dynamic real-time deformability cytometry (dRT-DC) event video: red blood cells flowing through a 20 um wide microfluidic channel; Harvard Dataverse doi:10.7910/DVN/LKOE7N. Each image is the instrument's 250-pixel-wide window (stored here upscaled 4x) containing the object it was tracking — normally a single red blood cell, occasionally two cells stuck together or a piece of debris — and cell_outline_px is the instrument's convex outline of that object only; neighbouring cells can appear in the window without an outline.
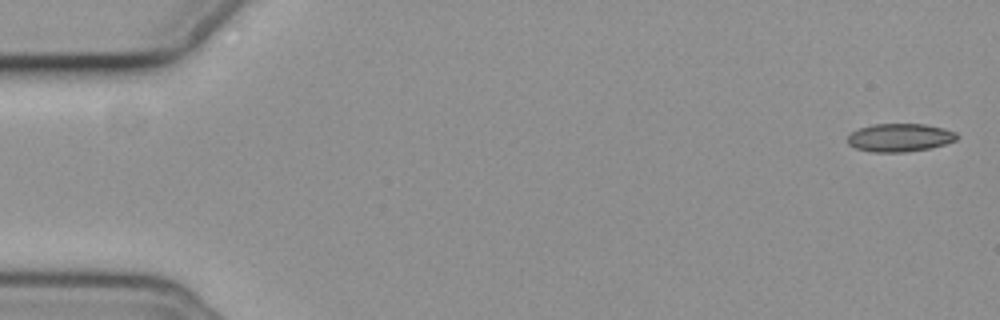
{"species": "common noctule bat (a hibernating species)", "species_latin": "Nyctalus noctula", "temperature_condition": "cold", "stored_images_in_passage": 19, "camera_frame_rate_fps": 3000, "um_per_image_px": 0.085, "animal": {"sex": "female", "body_mass_g": 19.3, "forearm_length_mm": 54.1}, "frame": {"image": 1, "passage_image": 1, "time_ms": 0.0, "image_size_px": [1000, 320], "cell_outline_px": [[960, 136], [956, 140], [944, 144], [928, 148], [904, 152], [872, 152], [856, 148], [848, 144], [848, 136], [852, 132], [860, 128], [872, 124], [924, 124], [956, 132]], "centroid_in_image_um": [76.47, 11.69], "position_along_channel_um": 8.5, "area_um2": 17.74}}
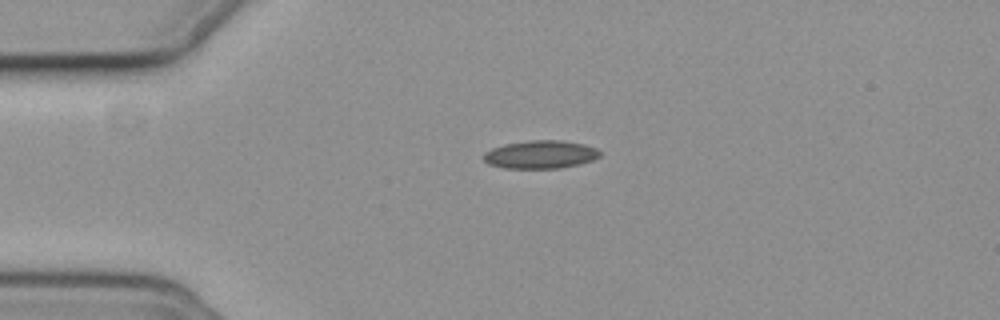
{"frame": {"image": 2, "passage_image": 13, "time_ms": 4.0, "image_size_px": [1000, 320], "cell_outline_px": [[600, 156], [592, 160], [580, 164], [560, 168], [504, 168], [488, 164], [484, 160], [484, 152], [492, 148], [504, 144], [528, 140], [564, 140], [584, 144], [596, 148], [600, 152]], "centroid_in_image_um": [45.94, 13.12], "position_along_channel_um": 39.1, "area_um2": 19.13}}
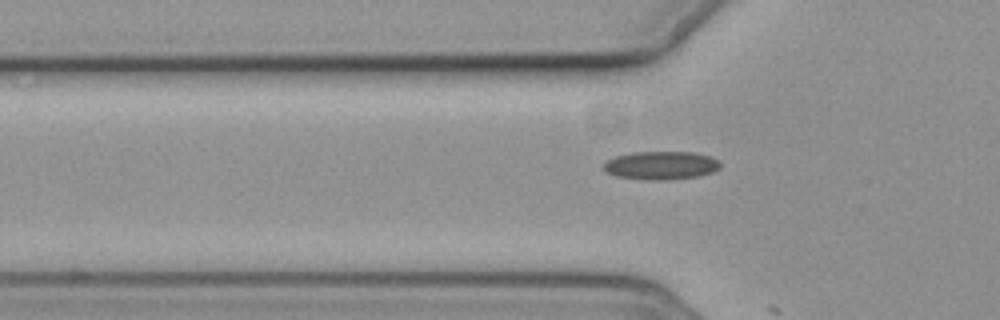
{"frame": {"image": 3, "passage_image": 18, "time_ms": 5.667, "image_size_px": [1000, 320], "cell_outline_px": [[720, 168], [712, 172], [700, 176], [668, 180], [644, 180], [616, 176], [604, 172], [604, 164], [608, 160], [616, 156], [632, 152], [692, 152], [712, 156], [720, 160]], "centroid_in_image_um": [56.21, 14.06], "position_along_channel_um": 69.6, "area_um2": 19.48}}